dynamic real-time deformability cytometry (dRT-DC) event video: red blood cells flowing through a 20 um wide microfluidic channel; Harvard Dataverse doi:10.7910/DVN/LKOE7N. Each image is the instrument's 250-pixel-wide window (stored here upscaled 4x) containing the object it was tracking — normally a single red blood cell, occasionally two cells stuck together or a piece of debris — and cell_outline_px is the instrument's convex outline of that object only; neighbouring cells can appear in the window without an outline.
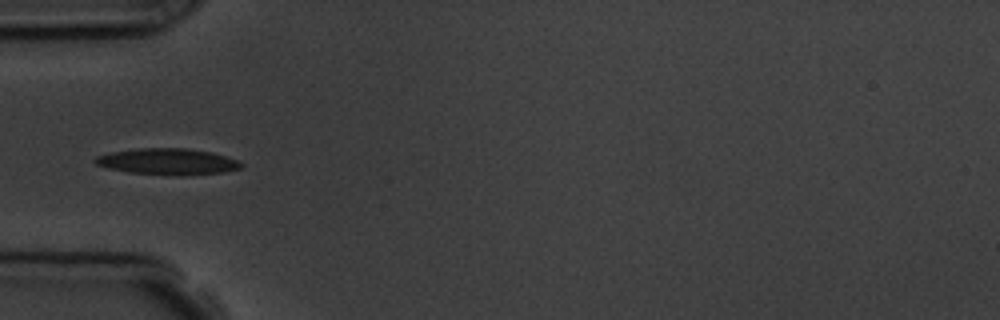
{"species": "common noctule bat (a hibernating species)", "species_latin": "Nyctalus noctula", "temperature_condition": "room temperature", "stored_images_in_passage": 11, "camera_frame_rate_fps": 3000, "um_per_image_px": 0.085, "animal": {"sex": "male", "body_mass_g": 19.5, "forearm_length_mm": 54.6}, "frame": {"image": 1, "passage_image": 5, "time_ms": 4.667, "image_size_px": [1000, 320], "cell_outline_px": [[244, 164], [240, 168], [224, 172], [180, 176], [172, 176], [128, 172], [108, 168], [96, 164], [92, 160], [96, 156], [112, 152], [140, 148], [188, 148], [212, 152], [236, 160]], "centroid_in_image_um": [14.24, 13.74], "position_along_channel_um": 70.8, "area_um2": 22.43}}
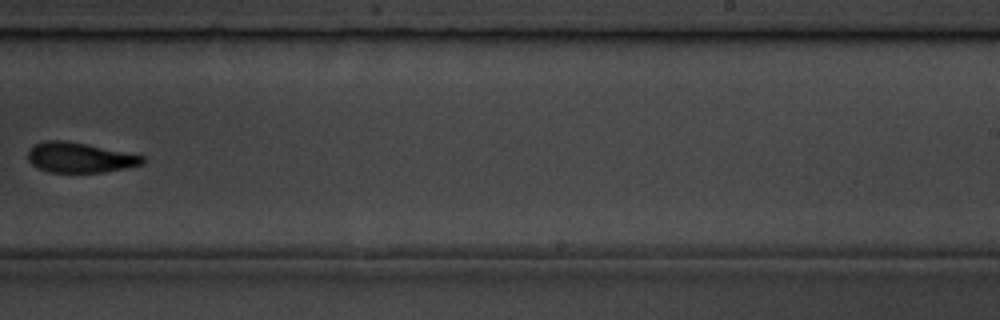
{"frame": {"image": 2, "passage_image": 10, "time_ms": 10.333, "image_size_px": [1000, 320], "cell_outline_px": [[144, 164], [128, 168], [104, 172], [48, 172], [36, 168], [28, 160], [28, 152], [36, 144], [44, 140], [64, 140], [144, 156]], "centroid_in_image_um": [6.76, 13.41], "position_along_channel_um": 282.2, "area_um2": 19.94}}